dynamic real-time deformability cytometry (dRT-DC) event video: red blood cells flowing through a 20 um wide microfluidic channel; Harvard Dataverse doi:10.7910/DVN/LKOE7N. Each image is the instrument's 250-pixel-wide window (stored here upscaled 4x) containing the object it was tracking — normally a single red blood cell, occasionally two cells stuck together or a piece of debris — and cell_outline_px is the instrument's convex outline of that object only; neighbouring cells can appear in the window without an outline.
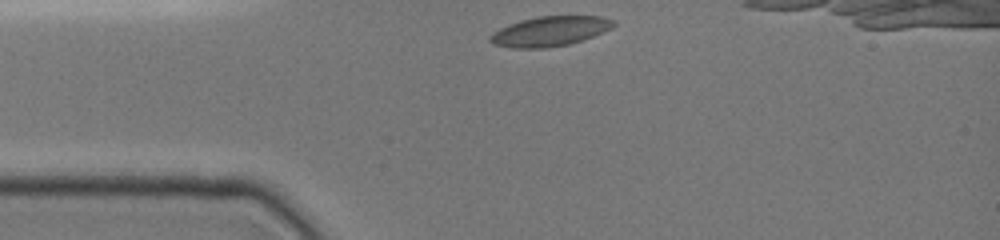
{"species": "common noctule bat (a hibernating species)", "species_latin": "Nyctalus noctula", "temperature_condition": "cold", "stored_images_in_passage": 10, "camera_frame_rate_fps": 3000, "um_per_image_px": 0.085, "animal": {"sex": "female", "body_mass_g": 19.0, "forearm_length_mm": 51.5}, "frame": {"image": 1, "passage_image": 1, "time_ms": 0.0, "image_size_px": [1000, 240], "cell_outline_px": [[616, 24], [612, 28], [604, 32], [568, 44], [544, 48], [512, 48], [492, 44], [488, 40], [488, 36], [492, 32], [508, 24], [520, 20], [536, 16], [600, 16], [616, 20]], "centroid_in_image_um": [46.71, 2.65], "position_along_channel_um": 38.3, "area_um2": 21.62}}
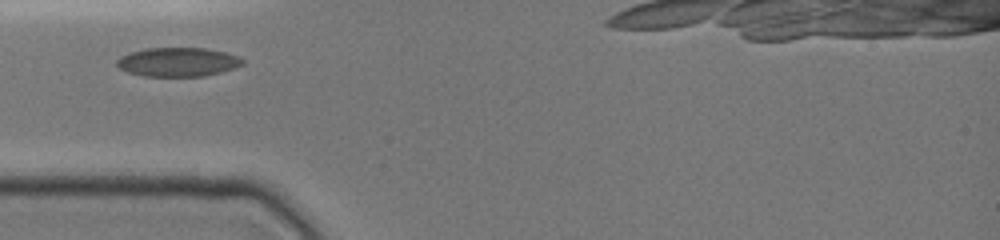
{"frame": {"image": 2, "passage_image": 9, "time_ms": 1.333, "image_size_px": [1000, 240], "cell_outline_px": [[244, 64], [220, 72], [204, 76], [144, 76], [128, 72], [120, 68], [116, 64], [116, 60], [120, 56], [144, 48], [204, 48], [224, 52], [240, 56], [244, 60]], "centroid_in_image_um": [15.12, 5.26], "position_along_channel_um": 69.9, "area_um2": 21.15}}